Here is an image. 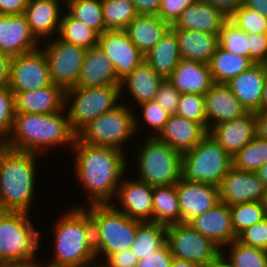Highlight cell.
Segmentation results:
<instances>
[{"label":"cell","instance_id":"9a60e30c","mask_svg":"<svg viewBox=\"0 0 267 267\" xmlns=\"http://www.w3.org/2000/svg\"><path fill=\"white\" fill-rule=\"evenodd\" d=\"M266 188L255 172L232 167L219 185L220 202L228 206L263 201Z\"/></svg>","mask_w":267,"mask_h":267},{"label":"cell","instance_id":"f546056e","mask_svg":"<svg viewBox=\"0 0 267 267\" xmlns=\"http://www.w3.org/2000/svg\"><path fill=\"white\" fill-rule=\"evenodd\" d=\"M171 25L156 15H137L125 28L132 43L145 55L170 29Z\"/></svg>","mask_w":267,"mask_h":267},{"label":"cell","instance_id":"7a4b0ae2","mask_svg":"<svg viewBox=\"0 0 267 267\" xmlns=\"http://www.w3.org/2000/svg\"><path fill=\"white\" fill-rule=\"evenodd\" d=\"M63 111L51 114L15 113L10 135L4 146L16 151L40 154L44 148L74 144L77 135L72 131L68 114Z\"/></svg>","mask_w":267,"mask_h":267},{"label":"cell","instance_id":"db71d44e","mask_svg":"<svg viewBox=\"0 0 267 267\" xmlns=\"http://www.w3.org/2000/svg\"><path fill=\"white\" fill-rule=\"evenodd\" d=\"M29 0H0V14H24Z\"/></svg>","mask_w":267,"mask_h":267},{"label":"cell","instance_id":"03108f58","mask_svg":"<svg viewBox=\"0 0 267 267\" xmlns=\"http://www.w3.org/2000/svg\"><path fill=\"white\" fill-rule=\"evenodd\" d=\"M205 267H228L222 258H220L217 262L207 265Z\"/></svg>","mask_w":267,"mask_h":267},{"label":"cell","instance_id":"7bdbcfd3","mask_svg":"<svg viewBox=\"0 0 267 267\" xmlns=\"http://www.w3.org/2000/svg\"><path fill=\"white\" fill-rule=\"evenodd\" d=\"M205 105L204 95L181 93L176 115L199 123L207 131Z\"/></svg>","mask_w":267,"mask_h":267},{"label":"cell","instance_id":"2e32d148","mask_svg":"<svg viewBox=\"0 0 267 267\" xmlns=\"http://www.w3.org/2000/svg\"><path fill=\"white\" fill-rule=\"evenodd\" d=\"M176 190L181 223H188L195 216L208 211L220 202L219 187L215 185L181 178L176 183Z\"/></svg>","mask_w":267,"mask_h":267},{"label":"cell","instance_id":"277c9868","mask_svg":"<svg viewBox=\"0 0 267 267\" xmlns=\"http://www.w3.org/2000/svg\"><path fill=\"white\" fill-rule=\"evenodd\" d=\"M54 258L44 267H64L94 261L93 225L84 207L71 209L54 226Z\"/></svg>","mask_w":267,"mask_h":267},{"label":"cell","instance_id":"4fadbf2b","mask_svg":"<svg viewBox=\"0 0 267 267\" xmlns=\"http://www.w3.org/2000/svg\"><path fill=\"white\" fill-rule=\"evenodd\" d=\"M51 84L48 62L40 48L11 58L9 88L13 93L33 91Z\"/></svg>","mask_w":267,"mask_h":267},{"label":"cell","instance_id":"ee69618b","mask_svg":"<svg viewBox=\"0 0 267 267\" xmlns=\"http://www.w3.org/2000/svg\"><path fill=\"white\" fill-rule=\"evenodd\" d=\"M229 20L247 34L267 33V17L244 5L237 9Z\"/></svg>","mask_w":267,"mask_h":267},{"label":"cell","instance_id":"9c48e42d","mask_svg":"<svg viewBox=\"0 0 267 267\" xmlns=\"http://www.w3.org/2000/svg\"><path fill=\"white\" fill-rule=\"evenodd\" d=\"M134 113L121 103L113 110L92 120L77 138L88 145L110 147L122 151V145L137 129Z\"/></svg>","mask_w":267,"mask_h":267},{"label":"cell","instance_id":"ffe728a7","mask_svg":"<svg viewBox=\"0 0 267 267\" xmlns=\"http://www.w3.org/2000/svg\"><path fill=\"white\" fill-rule=\"evenodd\" d=\"M116 196L125 215L142 222H153V186L140 179L122 180Z\"/></svg>","mask_w":267,"mask_h":267},{"label":"cell","instance_id":"44dd1931","mask_svg":"<svg viewBox=\"0 0 267 267\" xmlns=\"http://www.w3.org/2000/svg\"><path fill=\"white\" fill-rule=\"evenodd\" d=\"M267 64L254 63L247 70L231 79L227 85L249 112H260Z\"/></svg>","mask_w":267,"mask_h":267},{"label":"cell","instance_id":"8d00e7d4","mask_svg":"<svg viewBox=\"0 0 267 267\" xmlns=\"http://www.w3.org/2000/svg\"><path fill=\"white\" fill-rule=\"evenodd\" d=\"M102 14L106 30H125L138 15L131 0H102Z\"/></svg>","mask_w":267,"mask_h":267},{"label":"cell","instance_id":"d590c367","mask_svg":"<svg viewBox=\"0 0 267 267\" xmlns=\"http://www.w3.org/2000/svg\"><path fill=\"white\" fill-rule=\"evenodd\" d=\"M60 40L85 48L98 46L99 34L69 13L61 17L59 28Z\"/></svg>","mask_w":267,"mask_h":267},{"label":"cell","instance_id":"d4e9b609","mask_svg":"<svg viewBox=\"0 0 267 267\" xmlns=\"http://www.w3.org/2000/svg\"><path fill=\"white\" fill-rule=\"evenodd\" d=\"M229 18L204 0L190 4L173 24L176 28L219 34Z\"/></svg>","mask_w":267,"mask_h":267},{"label":"cell","instance_id":"30bf717a","mask_svg":"<svg viewBox=\"0 0 267 267\" xmlns=\"http://www.w3.org/2000/svg\"><path fill=\"white\" fill-rule=\"evenodd\" d=\"M120 86L73 87L65 92V103L75 98L68 111L69 124L77 135L92 120L113 110L119 103ZM68 99V100H67Z\"/></svg>","mask_w":267,"mask_h":267},{"label":"cell","instance_id":"f907efd6","mask_svg":"<svg viewBox=\"0 0 267 267\" xmlns=\"http://www.w3.org/2000/svg\"><path fill=\"white\" fill-rule=\"evenodd\" d=\"M248 49L253 63L267 64V33L248 34Z\"/></svg>","mask_w":267,"mask_h":267},{"label":"cell","instance_id":"003e7915","mask_svg":"<svg viewBox=\"0 0 267 267\" xmlns=\"http://www.w3.org/2000/svg\"><path fill=\"white\" fill-rule=\"evenodd\" d=\"M93 261L88 262V263H84V264H80V265H73V266H64V267H95V265H92Z\"/></svg>","mask_w":267,"mask_h":267},{"label":"cell","instance_id":"6da1fadb","mask_svg":"<svg viewBox=\"0 0 267 267\" xmlns=\"http://www.w3.org/2000/svg\"><path fill=\"white\" fill-rule=\"evenodd\" d=\"M70 146L76 152V175L90 193L89 204H110L112 196L117 194L126 169L123 151L91 146L81 142L77 137Z\"/></svg>","mask_w":267,"mask_h":267},{"label":"cell","instance_id":"7dc6e473","mask_svg":"<svg viewBox=\"0 0 267 267\" xmlns=\"http://www.w3.org/2000/svg\"><path fill=\"white\" fill-rule=\"evenodd\" d=\"M181 93L165 79L160 85L154 101L157 102L169 115L177 112Z\"/></svg>","mask_w":267,"mask_h":267},{"label":"cell","instance_id":"5b68a950","mask_svg":"<svg viewBox=\"0 0 267 267\" xmlns=\"http://www.w3.org/2000/svg\"><path fill=\"white\" fill-rule=\"evenodd\" d=\"M88 209L93 225V244L96 257L130 249L142 222L125 215L111 204H93Z\"/></svg>","mask_w":267,"mask_h":267},{"label":"cell","instance_id":"e575fe53","mask_svg":"<svg viewBox=\"0 0 267 267\" xmlns=\"http://www.w3.org/2000/svg\"><path fill=\"white\" fill-rule=\"evenodd\" d=\"M166 229L167 226L152 221H144L138 225L134 243L130 247L138 260L153 254L166 244Z\"/></svg>","mask_w":267,"mask_h":267},{"label":"cell","instance_id":"9f6ffc18","mask_svg":"<svg viewBox=\"0 0 267 267\" xmlns=\"http://www.w3.org/2000/svg\"><path fill=\"white\" fill-rule=\"evenodd\" d=\"M222 11L228 18L243 4L245 0H204Z\"/></svg>","mask_w":267,"mask_h":267},{"label":"cell","instance_id":"94428289","mask_svg":"<svg viewBox=\"0 0 267 267\" xmlns=\"http://www.w3.org/2000/svg\"><path fill=\"white\" fill-rule=\"evenodd\" d=\"M35 262L37 261L0 263V267H41V264Z\"/></svg>","mask_w":267,"mask_h":267},{"label":"cell","instance_id":"6f0895ef","mask_svg":"<svg viewBox=\"0 0 267 267\" xmlns=\"http://www.w3.org/2000/svg\"><path fill=\"white\" fill-rule=\"evenodd\" d=\"M11 56L0 51V89L9 87Z\"/></svg>","mask_w":267,"mask_h":267},{"label":"cell","instance_id":"4316f807","mask_svg":"<svg viewBox=\"0 0 267 267\" xmlns=\"http://www.w3.org/2000/svg\"><path fill=\"white\" fill-rule=\"evenodd\" d=\"M207 133L199 123L174 114L169 116L157 138L184 153L193 149Z\"/></svg>","mask_w":267,"mask_h":267},{"label":"cell","instance_id":"4dcf8cb0","mask_svg":"<svg viewBox=\"0 0 267 267\" xmlns=\"http://www.w3.org/2000/svg\"><path fill=\"white\" fill-rule=\"evenodd\" d=\"M165 80L146 61H143L120 82L121 92L127 86L129 93L139 103L154 100V97Z\"/></svg>","mask_w":267,"mask_h":267},{"label":"cell","instance_id":"d6986e66","mask_svg":"<svg viewBox=\"0 0 267 267\" xmlns=\"http://www.w3.org/2000/svg\"><path fill=\"white\" fill-rule=\"evenodd\" d=\"M196 231L209 238L219 248L237 239L232 226L231 211L227 204L219 202L208 211L188 222Z\"/></svg>","mask_w":267,"mask_h":267},{"label":"cell","instance_id":"d6a6232c","mask_svg":"<svg viewBox=\"0 0 267 267\" xmlns=\"http://www.w3.org/2000/svg\"><path fill=\"white\" fill-rule=\"evenodd\" d=\"M153 222L169 226L181 223L176 184L153 186Z\"/></svg>","mask_w":267,"mask_h":267},{"label":"cell","instance_id":"8c879c8a","mask_svg":"<svg viewBox=\"0 0 267 267\" xmlns=\"http://www.w3.org/2000/svg\"><path fill=\"white\" fill-rule=\"evenodd\" d=\"M95 267H105V266H104V264H102V265L100 264V265H98V266L95 265Z\"/></svg>","mask_w":267,"mask_h":267},{"label":"cell","instance_id":"e0dca14e","mask_svg":"<svg viewBox=\"0 0 267 267\" xmlns=\"http://www.w3.org/2000/svg\"><path fill=\"white\" fill-rule=\"evenodd\" d=\"M255 112L211 126L208 134L233 158L256 136Z\"/></svg>","mask_w":267,"mask_h":267},{"label":"cell","instance_id":"5bb4252c","mask_svg":"<svg viewBox=\"0 0 267 267\" xmlns=\"http://www.w3.org/2000/svg\"><path fill=\"white\" fill-rule=\"evenodd\" d=\"M98 46L110 59L121 81L138 67L144 54L132 43L125 30H106L99 35Z\"/></svg>","mask_w":267,"mask_h":267},{"label":"cell","instance_id":"a7ac6f4b","mask_svg":"<svg viewBox=\"0 0 267 267\" xmlns=\"http://www.w3.org/2000/svg\"><path fill=\"white\" fill-rule=\"evenodd\" d=\"M263 204L265 205L266 210H267V189L265 191V196H264V199H263Z\"/></svg>","mask_w":267,"mask_h":267},{"label":"cell","instance_id":"8fae6325","mask_svg":"<svg viewBox=\"0 0 267 267\" xmlns=\"http://www.w3.org/2000/svg\"><path fill=\"white\" fill-rule=\"evenodd\" d=\"M166 243L174 258L205 267L217 262L224 251L209 238L196 231L189 223L167 226Z\"/></svg>","mask_w":267,"mask_h":267},{"label":"cell","instance_id":"681fc988","mask_svg":"<svg viewBox=\"0 0 267 267\" xmlns=\"http://www.w3.org/2000/svg\"><path fill=\"white\" fill-rule=\"evenodd\" d=\"M197 0H161L158 17L170 25L174 24L181 13Z\"/></svg>","mask_w":267,"mask_h":267},{"label":"cell","instance_id":"be15d7a7","mask_svg":"<svg viewBox=\"0 0 267 267\" xmlns=\"http://www.w3.org/2000/svg\"><path fill=\"white\" fill-rule=\"evenodd\" d=\"M259 179L264 183L265 188L267 189V162L262 165L256 172Z\"/></svg>","mask_w":267,"mask_h":267},{"label":"cell","instance_id":"52a82bcc","mask_svg":"<svg viewBox=\"0 0 267 267\" xmlns=\"http://www.w3.org/2000/svg\"><path fill=\"white\" fill-rule=\"evenodd\" d=\"M39 234L28 213L0 210V263L36 260Z\"/></svg>","mask_w":267,"mask_h":267},{"label":"cell","instance_id":"8992f818","mask_svg":"<svg viewBox=\"0 0 267 267\" xmlns=\"http://www.w3.org/2000/svg\"><path fill=\"white\" fill-rule=\"evenodd\" d=\"M233 167L232 157L208 133L193 148L182 153V178L219 187Z\"/></svg>","mask_w":267,"mask_h":267},{"label":"cell","instance_id":"f1b7e54d","mask_svg":"<svg viewBox=\"0 0 267 267\" xmlns=\"http://www.w3.org/2000/svg\"><path fill=\"white\" fill-rule=\"evenodd\" d=\"M59 5V0L28 1L24 15L37 39L49 37L55 30L59 31L61 22Z\"/></svg>","mask_w":267,"mask_h":267},{"label":"cell","instance_id":"89a4df30","mask_svg":"<svg viewBox=\"0 0 267 267\" xmlns=\"http://www.w3.org/2000/svg\"><path fill=\"white\" fill-rule=\"evenodd\" d=\"M4 146V142L0 139V149Z\"/></svg>","mask_w":267,"mask_h":267},{"label":"cell","instance_id":"f6af8a7d","mask_svg":"<svg viewBox=\"0 0 267 267\" xmlns=\"http://www.w3.org/2000/svg\"><path fill=\"white\" fill-rule=\"evenodd\" d=\"M15 95L9 87L0 89V138L6 141L15 117Z\"/></svg>","mask_w":267,"mask_h":267},{"label":"cell","instance_id":"74e56055","mask_svg":"<svg viewBox=\"0 0 267 267\" xmlns=\"http://www.w3.org/2000/svg\"><path fill=\"white\" fill-rule=\"evenodd\" d=\"M67 5L68 12L73 18L82 21L99 35L106 31L102 0H70Z\"/></svg>","mask_w":267,"mask_h":267},{"label":"cell","instance_id":"60d3db41","mask_svg":"<svg viewBox=\"0 0 267 267\" xmlns=\"http://www.w3.org/2000/svg\"><path fill=\"white\" fill-rule=\"evenodd\" d=\"M229 208L236 236L267 217V210L263 201L238 203L229 206Z\"/></svg>","mask_w":267,"mask_h":267},{"label":"cell","instance_id":"b9f144b4","mask_svg":"<svg viewBox=\"0 0 267 267\" xmlns=\"http://www.w3.org/2000/svg\"><path fill=\"white\" fill-rule=\"evenodd\" d=\"M219 46L228 52L249 58L248 34L229 19L220 30Z\"/></svg>","mask_w":267,"mask_h":267},{"label":"cell","instance_id":"484cf974","mask_svg":"<svg viewBox=\"0 0 267 267\" xmlns=\"http://www.w3.org/2000/svg\"><path fill=\"white\" fill-rule=\"evenodd\" d=\"M167 80L180 93L205 95L214 84L208 64L181 59Z\"/></svg>","mask_w":267,"mask_h":267},{"label":"cell","instance_id":"6125c7cd","mask_svg":"<svg viewBox=\"0 0 267 267\" xmlns=\"http://www.w3.org/2000/svg\"><path fill=\"white\" fill-rule=\"evenodd\" d=\"M170 267H202V266L186 260L173 258Z\"/></svg>","mask_w":267,"mask_h":267},{"label":"cell","instance_id":"1f68e13d","mask_svg":"<svg viewBox=\"0 0 267 267\" xmlns=\"http://www.w3.org/2000/svg\"><path fill=\"white\" fill-rule=\"evenodd\" d=\"M144 59L158 74L167 79L182 59L175 33L169 29L144 55Z\"/></svg>","mask_w":267,"mask_h":267},{"label":"cell","instance_id":"f5cc1de1","mask_svg":"<svg viewBox=\"0 0 267 267\" xmlns=\"http://www.w3.org/2000/svg\"><path fill=\"white\" fill-rule=\"evenodd\" d=\"M105 263V267H136L137 257L130 249H125L111 254Z\"/></svg>","mask_w":267,"mask_h":267},{"label":"cell","instance_id":"83f0119b","mask_svg":"<svg viewBox=\"0 0 267 267\" xmlns=\"http://www.w3.org/2000/svg\"><path fill=\"white\" fill-rule=\"evenodd\" d=\"M170 29L177 37L182 59L208 64L219 46V34L179 29L173 24Z\"/></svg>","mask_w":267,"mask_h":267},{"label":"cell","instance_id":"3957f363","mask_svg":"<svg viewBox=\"0 0 267 267\" xmlns=\"http://www.w3.org/2000/svg\"><path fill=\"white\" fill-rule=\"evenodd\" d=\"M37 155L5 146L0 149V210L30 213Z\"/></svg>","mask_w":267,"mask_h":267},{"label":"cell","instance_id":"680465c9","mask_svg":"<svg viewBox=\"0 0 267 267\" xmlns=\"http://www.w3.org/2000/svg\"><path fill=\"white\" fill-rule=\"evenodd\" d=\"M256 118V136L267 140V111L255 112Z\"/></svg>","mask_w":267,"mask_h":267},{"label":"cell","instance_id":"11a10c76","mask_svg":"<svg viewBox=\"0 0 267 267\" xmlns=\"http://www.w3.org/2000/svg\"><path fill=\"white\" fill-rule=\"evenodd\" d=\"M138 15L158 16L161 0H131Z\"/></svg>","mask_w":267,"mask_h":267},{"label":"cell","instance_id":"91938a15","mask_svg":"<svg viewBox=\"0 0 267 267\" xmlns=\"http://www.w3.org/2000/svg\"><path fill=\"white\" fill-rule=\"evenodd\" d=\"M243 5L267 17V0H245Z\"/></svg>","mask_w":267,"mask_h":267},{"label":"cell","instance_id":"c3c4849f","mask_svg":"<svg viewBox=\"0 0 267 267\" xmlns=\"http://www.w3.org/2000/svg\"><path fill=\"white\" fill-rule=\"evenodd\" d=\"M139 106L143 108V119L156 130L153 135L157 137L163 130L170 115L154 100L141 103Z\"/></svg>","mask_w":267,"mask_h":267},{"label":"cell","instance_id":"7402d4cb","mask_svg":"<svg viewBox=\"0 0 267 267\" xmlns=\"http://www.w3.org/2000/svg\"><path fill=\"white\" fill-rule=\"evenodd\" d=\"M204 97L207 132L211 128V124L213 126L218 123L230 121L248 112L227 84L214 83ZM210 119L214 121V124L213 121L209 124Z\"/></svg>","mask_w":267,"mask_h":267},{"label":"cell","instance_id":"7c38bea8","mask_svg":"<svg viewBox=\"0 0 267 267\" xmlns=\"http://www.w3.org/2000/svg\"><path fill=\"white\" fill-rule=\"evenodd\" d=\"M46 56L52 83L65 91L73 88L78 80L86 49L55 39L45 44Z\"/></svg>","mask_w":267,"mask_h":267},{"label":"cell","instance_id":"ac0fdd59","mask_svg":"<svg viewBox=\"0 0 267 267\" xmlns=\"http://www.w3.org/2000/svg\"><path fill=\"white\" fill-rule=\"evenodd\" d=\"M39 41L31 32L24 14H0V51L11 57L38 49Z\"/></svg>","mask_w":267,"mask_h":267},{"label":"cell","instance_id":"603a6c76","mask_svg":"<svg viewBox=\"0 0 267 267\" xmlns=\"http://www.w3.org/2000/svg\"><path fill=\"white\" fill-rule=\"evenodd\" d=\"M65 90L51 84L37 90L14 93L16 113L51 114L65 112Z\"/></svg>","mask_w":267,"mask_h":267},{"label":"cell","instance_id":"836d02e7","mask_svg":"<svg viewBox=\"0 0 267 267\" xmlns=\"http://www.w3.org/2000/svg\"><path fill=\"white\" fill-rule=\"evenodd\" d=\"M254 64L248 57L236 55L217 47L208 65L214 83L227 84Z\"/></svg>","mask_w":267,"mask_h":267},{"label":"cell","instance_id":"cb8c5ba5","mask_svg":"<svg viewBox=\"0 0 267 267\" xmlns=\"http://www.w3.org/2000/svg\"><path fill=\"white\" fill-rule=\"evenodd\" d=\"M120 82L113 64L99 46L86 50L74 87L120 86Z\"/></svg>","mask_w":267,"mask_h":267},{"label":"cell","instance_id":"f35d334b","mask_svg":"<svg viewBox=\"0 0 267 267\" xmlns=\"http://www.w3.org/2000/svg\"><path fill=\"white\" fill-rule=\"evenodd\" d=\"M229 245L232 248L228 261L224 252H221V258L228 267H267V251L244 245L237 239Z\"/></svg>","mask_w":267,"mask_h":267},{"label":"cell","instance_id":"bcb514c9","mask_svg":"<svg viewBox=\"0 0 267 267\" xmlns=\"http://www.w3.org/2000/svg\"><path fill=\"white\" fill-rule=\"evenodd\" d=\"M237 240L244 245L267 251V217L243 230Z\"/></svg>","mask_w":267,"mask_h":267},{"label":"cell","instance_id":"e7e4bbea","mask_svg":"<svg viewBox=\"0 0 267 267\" xmlns=\"http://www.w3.org/2000/svg\"><path fill=\"white\" fill-rule=\"evenodd\" d=\"M267 111V77L264 84L263 95L260 104V112Z\"/></svg>","mask_w":267,"mask_h":267},{"label":"cell","instance_id":"ab89813d","mask_svg":"<svg viewBox=\"0 0 267 267\" xmlns=\"http://www.w3.org/2000/svg\"><path fill=\"white\" fill-rule=\"evenodd\" d=\"M232 160L234 168L256 172L267 162V140L255 136Z\"/></svg>","mask_w":267,"mask_h":267},{"label":"cell","instance_id":"2644e50d","mask_svg":"<svg viewBox=\"0 0 267 267\" xmlns=\"http://www.w3.org/2000/svg\"><path fill=\"white\" fill-rule=\"evenodd\" d=\"M60 2L62 1H65V3L67 4L70 0H59Z\"/></svg>","mask_w":267,"mask_h":267},{"label":"cell","instance_id":"816d5d0a","mask_svg":"<svg viewBox=\"0 0 267 267\" xmlns=\"http://www.w3.org/2000/svg\"><path fill=\"white\" fill-rule=\"evenodd\" d=\"M173 255L166 243L161 249L143 256V259L138 260L136 267H170L173 260Z\"/></svg>","mask_w":267,"mask_h":267},{"label":"cell","instance_id":"ba28073f","mask_svg":"<svg viewBox=\"0 0 267 267\" xmlns=\"http://www.w3.org/2000/svg\"><path fill=\"white\" fill-rule=\"evenodd\" d=\"M137 160L140 180L151 186L176 184L182 178V153L148 136Z\"/></svg>","mask_w":267,"mask_h":267}]
</instances>
